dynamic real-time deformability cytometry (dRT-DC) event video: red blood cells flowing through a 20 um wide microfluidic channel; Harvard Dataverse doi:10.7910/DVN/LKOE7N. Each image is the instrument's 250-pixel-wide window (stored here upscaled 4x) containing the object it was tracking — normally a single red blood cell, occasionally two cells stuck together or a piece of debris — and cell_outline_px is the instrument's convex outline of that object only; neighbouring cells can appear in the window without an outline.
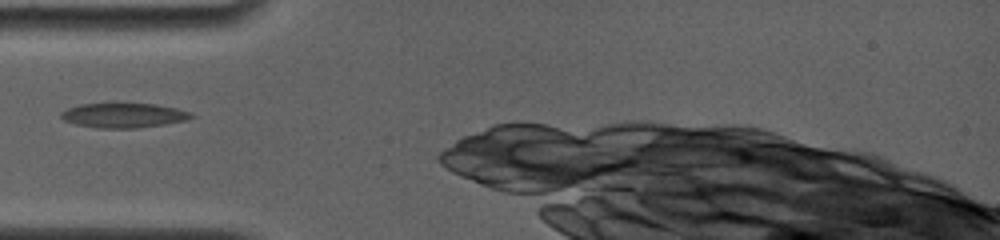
{"species": "common noctule bat (a hibernating species)", "species_latin": "Nyctalus noctula", "temperature_condition": "room temperature", "stored_images_in_passage": 41, "camera_frame_rate_fps": 4000, "um_per_image_px": 0.085, "animal": {"sex": "female", "body_mass_g": 19.0, "forearm_length_mm": 56.7}, "frame": {"image": 1, "passage_image": 1, "time_ms": 0.0, "image_size_px": [1000, 240], "cell_outline_px": [[196, 116], [188, 120], [164, 124], [136, 128], [96, 128], [76, 124], [64, 120], [60, 116], [60, 112], [68, 108], [80, 104], [156, 104], [176, 108], [192, 112]], "centroid_in_image_um": [10.54, 9.81], "position_along_channel_um": 74.5, "area_um2": 18.67}}
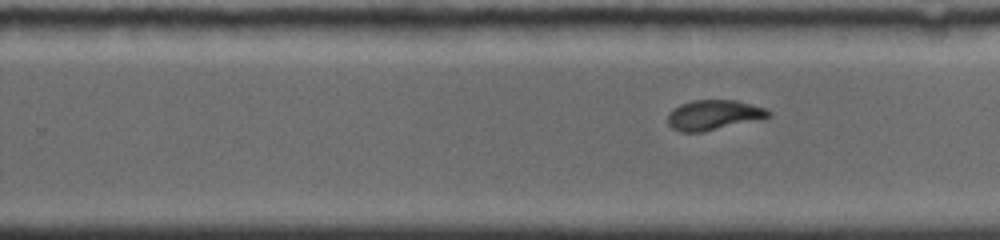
{"frame": {"image": 2, "passage_image": 21, "time_ms": 5.0, "image_size_px": [1000, 240], "cell_outline_px": [[772, 116], [764, 120], [704, 132], [680, 132], [672, 128], [668, 124], [668, 116], [672, 108], [680, 104], [692, 100], [736, 100], [752, 104], [764, 108], [772, 112]], "centroid_in_image_um": [60.72, 9.79], "position_along_channel_um": 269.1, "area_um2": 18.15}}
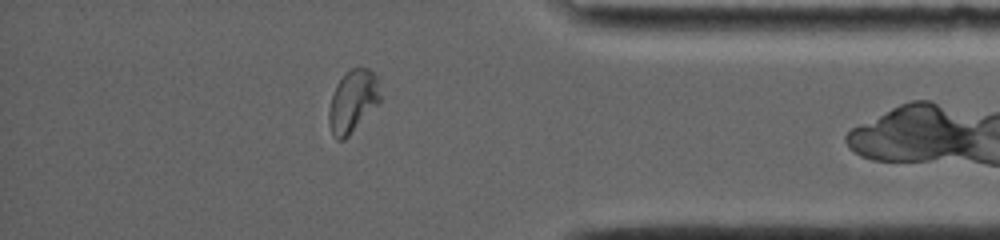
{"frame": {"image": 3, "passage_image": 36, "time_ms": 8.75, "image_size_px": [1000, 240], "cell_outline_px": [[380, 104], [344, 140], [336, 140], [332, 132], [328, 120], [328, 112], [332, 96], [336, 84], [352, 68], [368, 68], [376, 76], [380, 96]], "centroid_in_image_um": [29.99, 8.64], "position_along_channel_um": 405.2, "area_um2": 18.5}}